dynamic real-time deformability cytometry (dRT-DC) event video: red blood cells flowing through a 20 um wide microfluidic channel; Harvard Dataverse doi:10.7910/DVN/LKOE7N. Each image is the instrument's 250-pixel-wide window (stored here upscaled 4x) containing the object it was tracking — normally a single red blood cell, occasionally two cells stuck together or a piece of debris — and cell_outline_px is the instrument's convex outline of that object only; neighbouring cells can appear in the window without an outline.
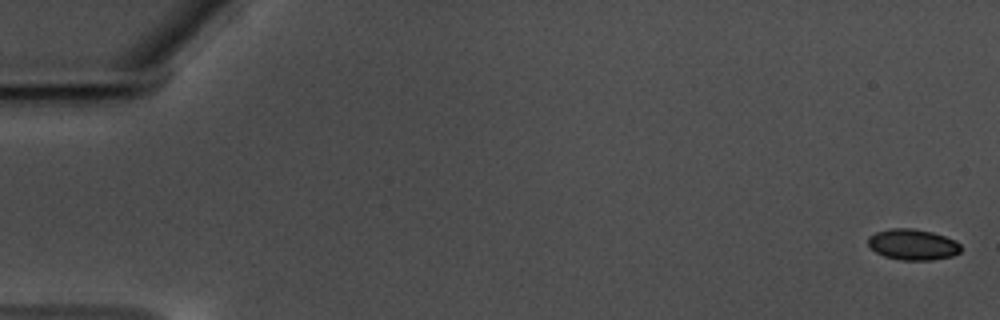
{"species": "common noctule bat (a hibernating species)", "species_latin": "Nyctalus noctula", "temperature_condition": "warm", "stored_images_in_passage": 27, "camera_frame_rate_fps": 3000, "um_per_image_px": 0.085, "animal": {"sex": "male", "body_mass_g": 17.5, "forearm_length_mm": 52.3}, "frame": {"image": 1, "passage_image": 1, "time_ms": 0.0, "image_size_px": [1000, 320], "cell_outline_px": [[960, 252], [952, 256], [932, 260], [900, 260], [884, 256], [876, 252], [868, 244], [868, 236], [876, 232], [892, 228], [912, 228], [932, 232], [956, 240], [960, 244]], "centroid_in_image_um": [77.59, 20.78], "position_along_channel_um": 7.4, "area_um2": 16.7}}
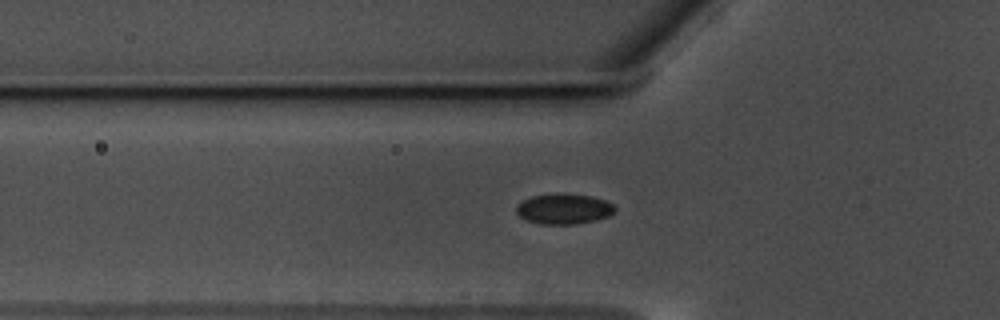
{"frame": {"image": 2, "passage_image": 21, "time_ms": 6.667, "image_size_px": [1000, 320], "cell_outline_px": [[616, 212], [608, 216], [596, 220], [576, 224], [544, 224], [528, 220], [520, 216], [516, 212], [516, 204], [532, 196], [556, 192], [564, 192], [592, 196], [604, 200], [612, 204], [616, 208]], "centroid_in_image_um": [47.94, 17.73], "position_along_channel_um": 77.9, "area_um2": 17.69}}
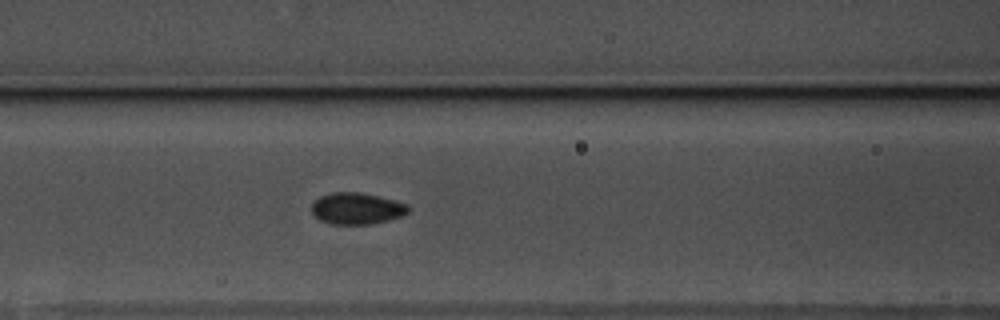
{"frame": {"image": 3, "passage_image": 26, "time_ms": 8.333, "image_size_px": [1000, 320], "cell_outline_px": [[408, 212], [400, 216], [388, 220], [372, 224], [332, 224], [320, 220], [312, 212], [312, 204], [320, 196], [332, 192], [360, 192], [380, 196], [396, 200], [408, 204]], "centroid_in_image_um": [30.33, 17.71], "position_along_channel_um": 136.3, "area_um2": 17.74}}